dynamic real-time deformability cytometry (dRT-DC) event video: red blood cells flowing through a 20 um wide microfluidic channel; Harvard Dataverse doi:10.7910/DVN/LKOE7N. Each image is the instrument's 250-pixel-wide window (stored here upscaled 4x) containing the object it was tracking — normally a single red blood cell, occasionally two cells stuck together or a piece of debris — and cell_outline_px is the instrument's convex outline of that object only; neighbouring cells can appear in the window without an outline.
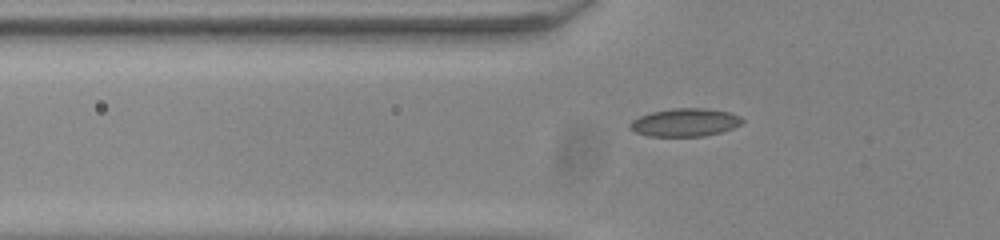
{"species": "common noctule bat (a hibernating species)", "species_latin": "Nyctalus noctula", "temperature_condition": "room temperature", "stored_images_in_passage": 40, "camera_frame_rate_fps": 3000, "um_per_image_px": 0.085, "animal": {"sex": "male", "body_mass_g": 20.0, "forearm_length_mm": 53.3}, "frame": {"image": 1, "passage_image": 9, "time_ms": 2.667, "image_size_px": [1000, 240], "cell_outline_px": [[744, 120], [740, 124], [732, 128], [720, 132], [704, 136], [648, 136], [636, 132], [628, 128], [628, 124], [632, 120], [640, 116], [652, 112], [672, 108], [704, 108], [732, 112], [740, 116]], "centroid_in_image_um": [58.22, 10.4], "position_along_channel_um": 67.6, "area_um2": 18.38}}
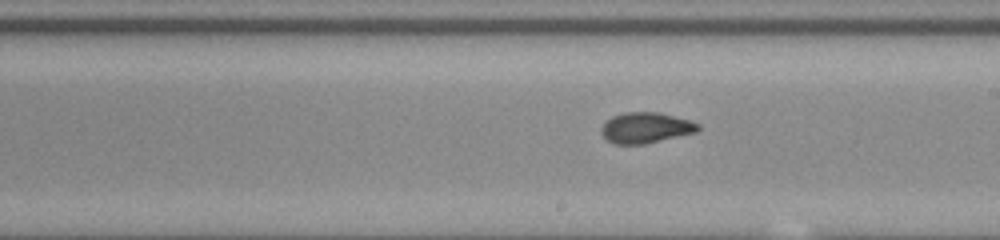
{"frame": {"image": 2, "passage_image": 22, "time_ms": 7.0, "image_size_px": [1000, 240], "cell_outline_px": [[700, 128], [696, 132], [644, 144], [612, 144], [600, 132], [600, 128], [612, 116], [624, 112], [660, 112], [688, 120], [700, 124]], "centroid_in_image_um": [54.87, 10.85], "position_along_channel_um": 234.1, "area_um2": 17.22}}
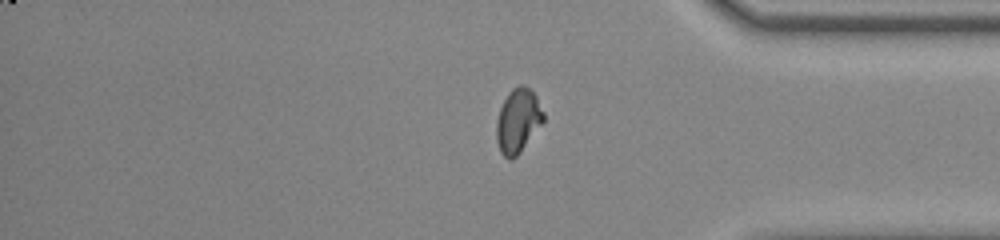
{"frame": {"image": 3, "passage_image": 35, "time_ms": 11.333, "image_size_px": [1000, 240], "cell_outline_px": [[544, 120], [520, 152], [512, 160], [508, 160], [500, 152], [496, 140], [496, 120], [500, 108], [508, 92], [512, 88], [520, 84], [524, 84], [536, 96], [544, 112]], "centroid_in_image_um": [44.0, 10.26], "position_along_channel_um": 391.2, "area_um2": 17.57}}